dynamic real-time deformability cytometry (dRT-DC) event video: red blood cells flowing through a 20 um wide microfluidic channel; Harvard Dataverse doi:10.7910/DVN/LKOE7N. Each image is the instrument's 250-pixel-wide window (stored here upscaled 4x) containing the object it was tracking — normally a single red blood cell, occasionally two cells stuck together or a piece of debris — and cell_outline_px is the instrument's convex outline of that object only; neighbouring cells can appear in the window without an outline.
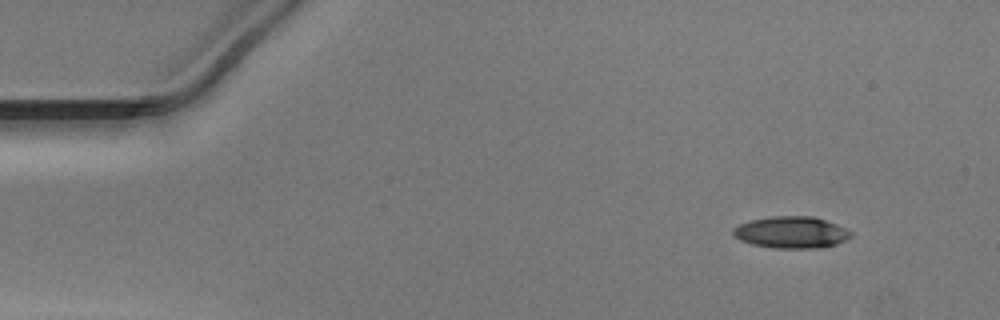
{"species": "Egyptian fruit bat (a non-hibernating species)", "species_latin": "Rousettus aegyptiacus", "temperature_condition": "warm", "stored_images_in_passage": 46, "camera_frame_rate_fps": 3000, "um_per_image_px": 0.085, "animal": {"sex": "male"}, "frame": {"image": 1, "passage_image": 1, "time_ms": 0.0, "image_size_px": [1000, 320], "cell_outline_px": [[852, 236], [836, 244], [816, 248], [772, 248], [752, 244], [740, 240], [732, 232], [732, 228], [740, 224], [752, 220], [772, 216], [812, 216], [836, 224], [852, 232]], "centroid_in_image_um": [67.25, 19.75], "position_along_channel_um": 17.8, "area_um2": 21.56}}
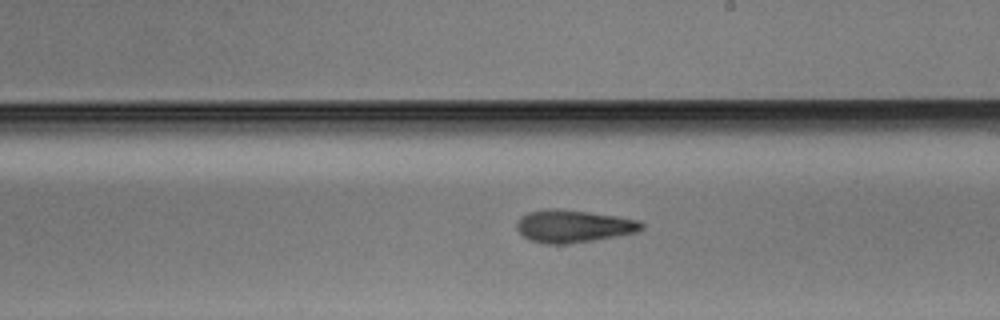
{"frame": {"image": 2, "passage_image": 25, "time_ms": 8.0, "image_size_px": [1000, 320], "cell_outline_px": [[644, 228], [636, 232], [592, 240], [564, 244], [544, 244], [528, 240], [516, 228], [516, 220], [520, 216], [528, 212], [544, 208], [556, 208], [588, 212], [616, 216], [640, 220], [644, 224]], "centroid_in_image_um": [48.68, 19.21], "position_along_channel_um": 240.3, "area_um2": 23.76}}
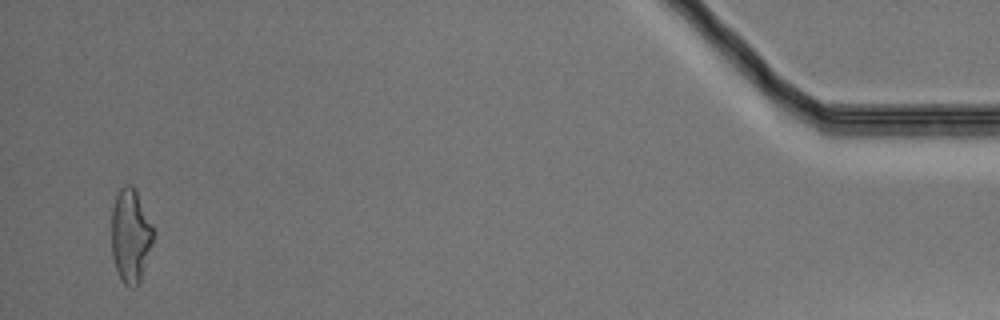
{"frame": {"image": 3, "passage_image": 45, "time_ms": 14.667, "image_size_px": [1000, 320], "cell_outline_px": [[152, 244], [140, 280], [136, 288], [132, 288], [124, 284], [116, 268], [112, 256], [112, 208], [116, 196], [120, 188], [128, 184], [132, 184], [136, 192], [152, 228]], "centroid_in_image_um": [11.07, 20.06], "position_along_channel_um": 424.1, "area_um2": 22.14}}